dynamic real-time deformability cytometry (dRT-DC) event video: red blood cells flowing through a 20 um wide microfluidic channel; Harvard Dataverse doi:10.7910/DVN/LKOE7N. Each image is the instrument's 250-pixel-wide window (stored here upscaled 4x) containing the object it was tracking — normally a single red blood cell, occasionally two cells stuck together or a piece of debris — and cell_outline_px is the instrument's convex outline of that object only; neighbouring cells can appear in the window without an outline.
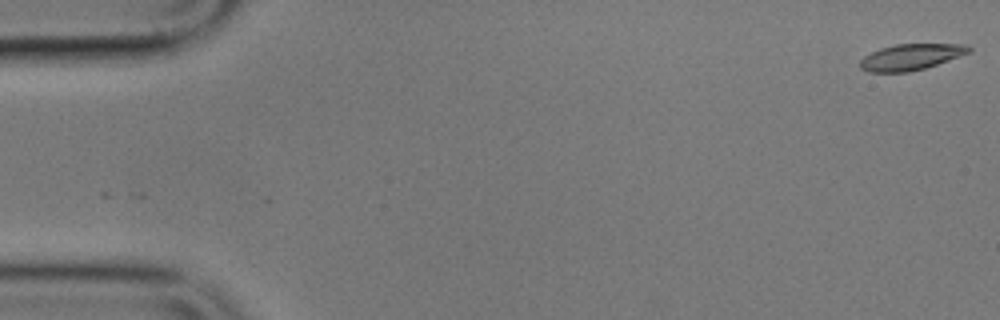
{"species": "common noctule bat (a hibernating species)", "species_latin": "Nyctalus noctula", "temperature_condition": "cold", "stored_images_in_passage": 56, "camera_frame_rate_fps": 3000, "um_per_image_px": 0.085, "animal": {"sex": "male", "body_mass_g": 17.9}, "frame": {"image": 1, "passage_image": 1, "time_ms": 0.0, "image_size_px": [1000, 320], "cell_outline_px": [[972, 52], [924, 68], [908, 72], [868, 72], [860, 68], [860, 60], [864, 56], [880, 48], [896, 44], [968, 44], [972, 48]], "centroid_in_image_um": [77.44, 4.83], "position_along_channel_um": 7.6, "area_um2": 16.53}}
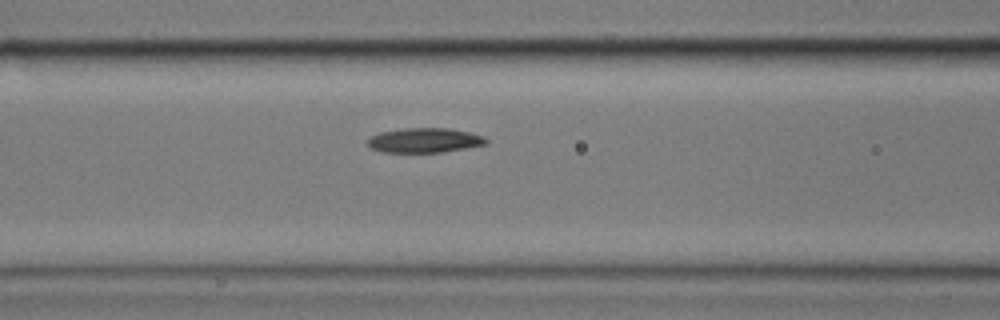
{"frame": {"image": 2, "passage_image": 23, "time_ms": 7.333, "image_size_px": [1000, 320], "cell_outline_px": [[488, 144], [444, 152], [384, 152], [372, 148], [368, 144], [368, 140], [372, 136], [380, 132], [404, 128], [448, 128], [468, 132], [484, 136], [488, 140]], "centroid_in_image_um": [36.13, 11.92], "position_along_channel_um": 130.5, "area_um2": 16.94}}
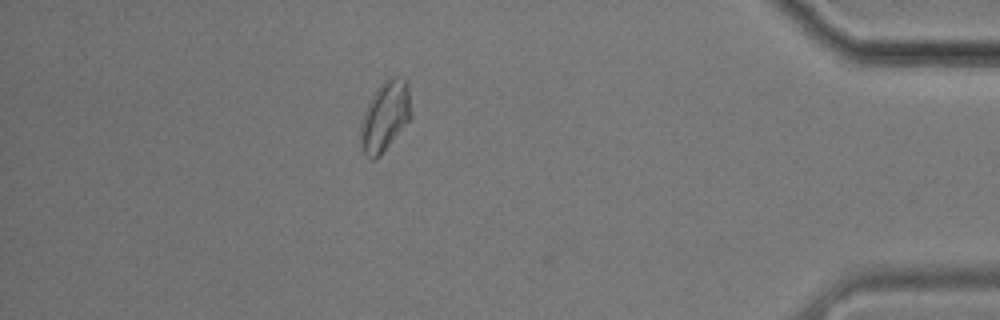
{"frame": {"image": 3, "passage_image": 50, "time_ms": 16.333, "image_size_px": [1000, 320], "cell_outline_px": [[412, 116], [380, 156], [376, 160], [372, 160], [360, 148], [360, 124], [364, 112], [376, 88], [388, 76], [404, 76], [408, 80], [412, 112]], "centroid_in_image_um": [32.75, 9.84], "position_along_channel_um": 402.5, "area_um2": 20.98}, "authors_computed_cell_mechanics": {"area_um2": 17.4845, "velocity_mm_per_s": 3.5086, "shape_relaxation_time_tau1_ms": 6.0672, "shape_relaxation_time_tau2_ms": 6.9795, "deformation_change_tau1": 0.1332, "deformation_change_tau2": 0.1104}}